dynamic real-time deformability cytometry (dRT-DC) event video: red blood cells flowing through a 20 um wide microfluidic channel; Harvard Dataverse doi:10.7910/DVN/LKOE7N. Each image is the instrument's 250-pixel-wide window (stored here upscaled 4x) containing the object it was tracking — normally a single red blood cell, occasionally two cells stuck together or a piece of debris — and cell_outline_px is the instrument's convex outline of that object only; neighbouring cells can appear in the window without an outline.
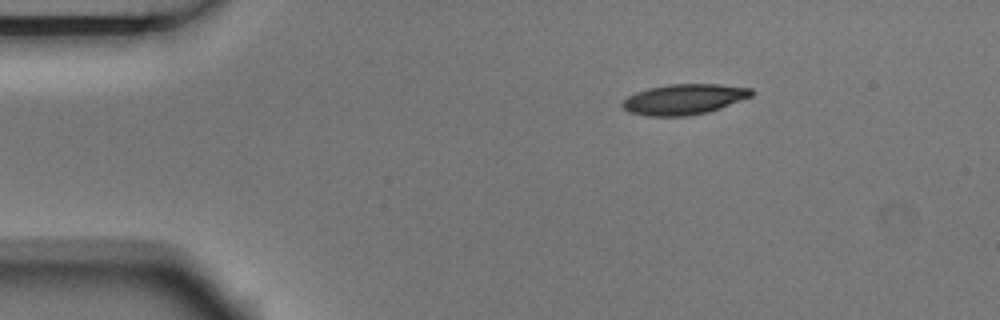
{"species": "Egyptian fruit bat (a non-hibernating species)", "species_latin": "Rousettus aegyptiacus", "temperature_condition": "room temperature", "stored_images_in_passage": 3, "camera_frame_rate_fps": 3000, "um_per_image_px": 0.085, "animal": {"sex": "male"}, "frame": {"image": 1, "passage_image": 1, "time_ms": 0.0, "image_size_px": [1000, 320], "cell_outline_px": [[752, 96], [720, 108], [708, 112], [688, 116], [644, 116], [628, 112], [620, 104], [628, 96], [636, 92], [648, 88], [668, 84], [716, 84], [752, 88]], "centroid_in_image_um": [58.11, 8.44], "position_along_channel_um": 26.9, "area_um2": 22.95}}
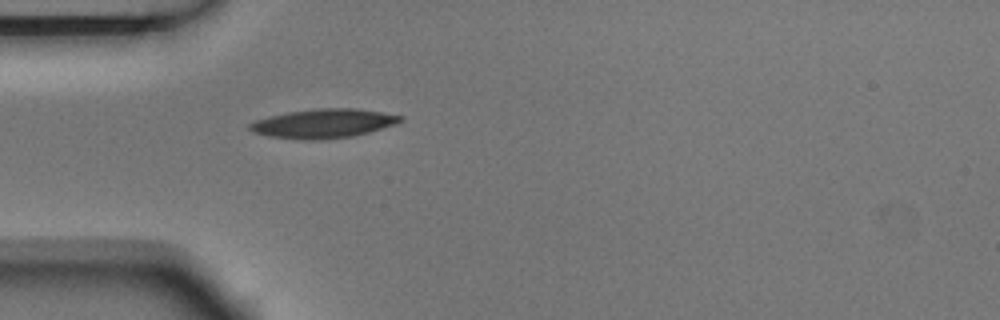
{"frame": {"image": 2, "passage_image": 3, "time_ms": 0.667, "image_size_px": [1000, 320], "cell_outline_px": [[404, 120], [396, 124], [368, 132], [352, 136], [320, 140], [304, 140], [268, 136], [252, 132], [248, 128], [248, 124], [256, 120], [268, 116], [288, 112], [316, 108], [356, 108], [404, 116]], "centroid_in_image_um": [27.47, 10.49], "position_along_channel_um": 57.5, "area_um2": 25.61}}